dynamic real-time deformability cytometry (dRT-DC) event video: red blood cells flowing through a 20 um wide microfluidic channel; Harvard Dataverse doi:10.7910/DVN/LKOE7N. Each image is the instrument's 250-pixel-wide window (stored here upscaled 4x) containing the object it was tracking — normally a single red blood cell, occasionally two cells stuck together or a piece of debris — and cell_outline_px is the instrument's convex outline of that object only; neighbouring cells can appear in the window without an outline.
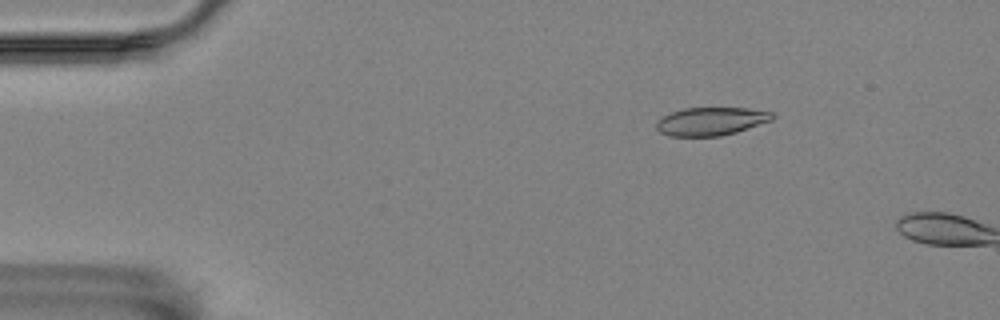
{"species": "Egyptian fruit bat (a non-hibernating species)", "species_latin": "Rousettus aegyptiacus", "temperature_condition": "room temperature", "stored_images_in_passage": 10, "camera_frame_rate_fps": 3000, "um_per_image_px": 0.085, "animal": {"sex": "female"}, "frame": {"image": 1, "passage_image": 9, "time_ms": 2.667, "image_size_px": [1000, 320], "cell_outline_px": [[776, 116], [772, 120], [736, 132], [720, 136], [668, 136], [660, 132], [656, 128], [656, 124], [664, 116], [672, 112], [684, 108], [748, 108], [772, 112]], "centroid_in_image_um": [60.46, 10.31], "position_along_channel_um": 24.5, "area_um2": 18.9}}